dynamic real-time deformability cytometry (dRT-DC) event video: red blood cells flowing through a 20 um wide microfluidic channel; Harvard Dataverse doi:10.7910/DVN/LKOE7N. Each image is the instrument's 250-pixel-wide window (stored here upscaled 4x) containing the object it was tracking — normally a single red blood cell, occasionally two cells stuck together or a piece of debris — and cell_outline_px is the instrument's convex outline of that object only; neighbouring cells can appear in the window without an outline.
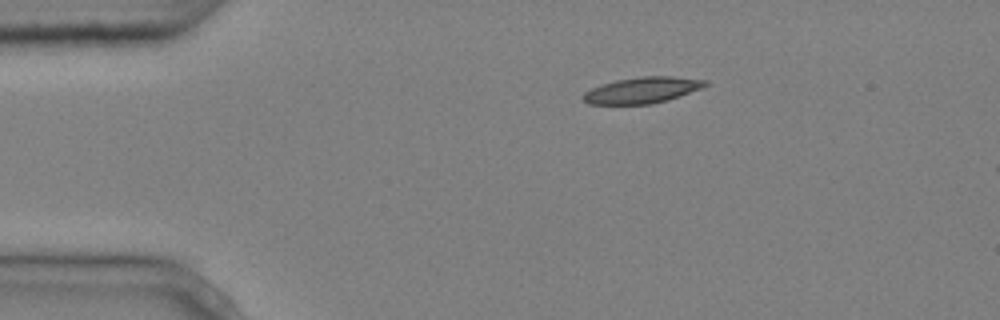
{"species": "common noctule bat (a hibernating species)", "species_latin": "Nyctalus noctula", "temperature_condition": "cold", "stored_images_in_passage": 2, "segment_of_instrument_passage": [1, 2], "camera_frame_rate_fps": 3000, "um_per_image_px": 0.085, "animal": {"sex": "male", "body_mass_g": 20.4}, "frame": {"image": 1, "passage_image": 1, "time_ms": 0.0, "image_size_px": [1000, 320], "cell_outline_px": [[708, 84], [700, 88], [668, 100], [652, 104], [588, 104], [580, 96], [584, 92], [592, 88], [616, 80], [640, 76], [672, 76], [708, 80]], "centroid_in_image_um": [54.57, 7.66], "position_along_channel_um": 30.4, "area_um2": 18.5}}